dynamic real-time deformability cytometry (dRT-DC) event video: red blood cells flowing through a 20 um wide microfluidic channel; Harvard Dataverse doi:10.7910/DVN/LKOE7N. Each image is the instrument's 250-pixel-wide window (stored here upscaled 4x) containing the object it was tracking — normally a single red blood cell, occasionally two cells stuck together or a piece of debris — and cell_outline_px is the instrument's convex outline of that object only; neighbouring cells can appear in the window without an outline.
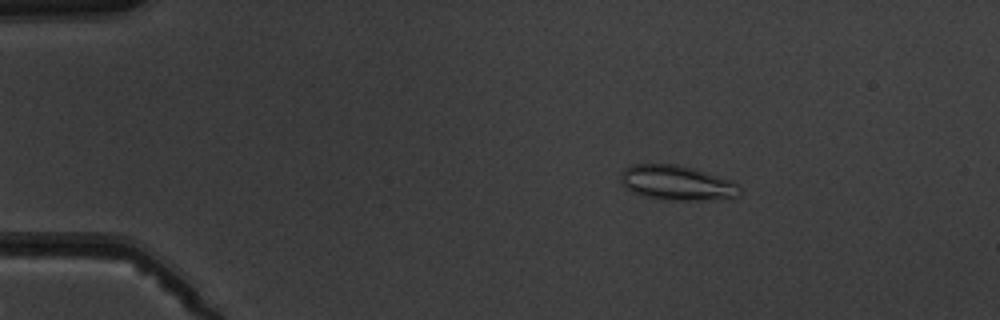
{"species": "common noctule bat (a hibernating species)", "species_latin": "Nyctalus noctula", "temperature_condition": "warm", "stored_images_in_passage": 3, "camera_frame_rate_fps": 3000, "um_per_image_px": 0.085, "animal": {"sex": "male", "body_mass_g": 19.5, "forearm_length_mm": 54.6}, "frame": {"image": 1, "passage_image": 1, "time_ms": 0.0, "image_size_px": [1000, 320], "cell_outline_px": [[740, 192], [736, 196], [696, 200], [664, 200], [644, 196], [632, 192], [620, 184], [620, 176], [624, 168], [632, 164], [676, 164], [692, 168], [732, 180], [740, 188]], "centroid_in_image_um": [57.45, 15.53], "position_along_channel_um": 27.5, "area_um2": 23.99}}